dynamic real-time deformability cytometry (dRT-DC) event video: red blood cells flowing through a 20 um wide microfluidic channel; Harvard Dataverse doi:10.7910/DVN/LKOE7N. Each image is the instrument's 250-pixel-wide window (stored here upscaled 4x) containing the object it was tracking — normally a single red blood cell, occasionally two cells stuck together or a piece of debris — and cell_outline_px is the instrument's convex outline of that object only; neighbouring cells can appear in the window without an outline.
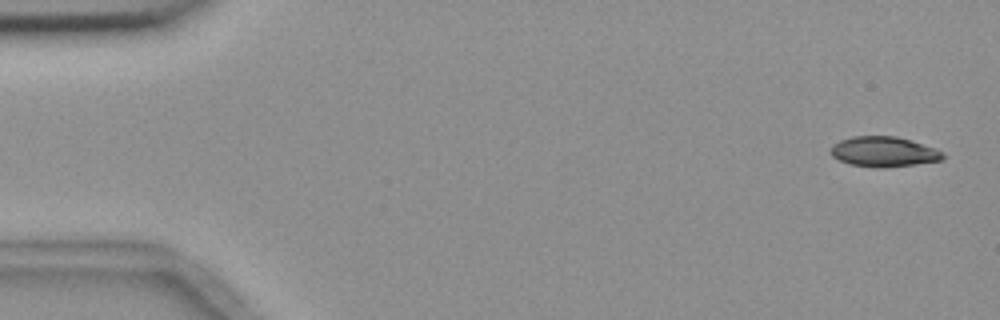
{"species": "common noctule bat (a hibernating species)", "species_latin": "Nyctalus noctula", "temperature_condition": "room temperature", "stored_images_in_passage": 6, "segment_of_instrument_passage": [1, 2], "camera_frame_rate_fps": 3000, "um_per_image_px": 0.085, "animal": {"sex": "female", "body_mass_g": 18.4}, "frame": {"image": 1, "passage_image": 1, "time_ms": 0.0, "image_size_px": [1000, 320], "cell_outline_px": [[944, 156], [940, 160], [916, 164], [852, 164], [840, 160], [832, 156], [828, 152], [832, 144], [840, 140], [852, 136], [896, 136], [912, 140], [936, 148], [944, 152]], "centroid_in_image_um": [75.11, 12.82], "position_along_channel_um": 9.9, "area_um2": 18.84}}
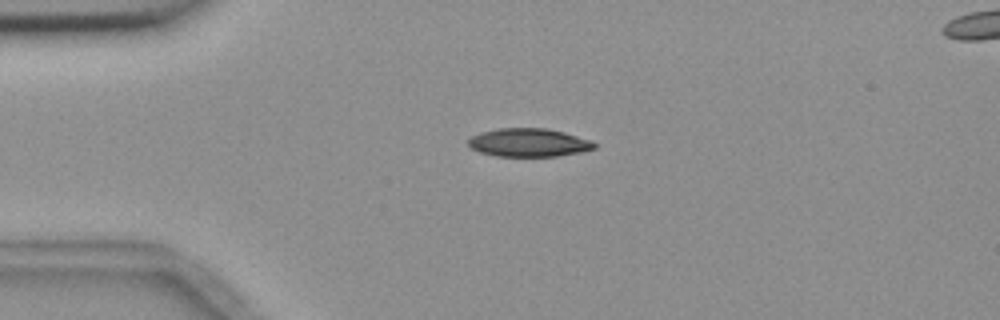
{"frame": {"image": 2, "passage_image": 4, "time_ms": 3.667, "image_size_px": [1000, 320], "cell_outline_px": [[596, 148], [580, 152], [556, 156], [496, 156], [480, 152], [472, 148], [468, 144], [468, 140], [472, 136], [480, 132], [500, 128], [548, 128], [564, 132], [592, 140], [596, 144]], "centroid_in_image_um": [44.96, 12.11], "position_along_channel_um": 40.0, "area_um2": 20.81}}